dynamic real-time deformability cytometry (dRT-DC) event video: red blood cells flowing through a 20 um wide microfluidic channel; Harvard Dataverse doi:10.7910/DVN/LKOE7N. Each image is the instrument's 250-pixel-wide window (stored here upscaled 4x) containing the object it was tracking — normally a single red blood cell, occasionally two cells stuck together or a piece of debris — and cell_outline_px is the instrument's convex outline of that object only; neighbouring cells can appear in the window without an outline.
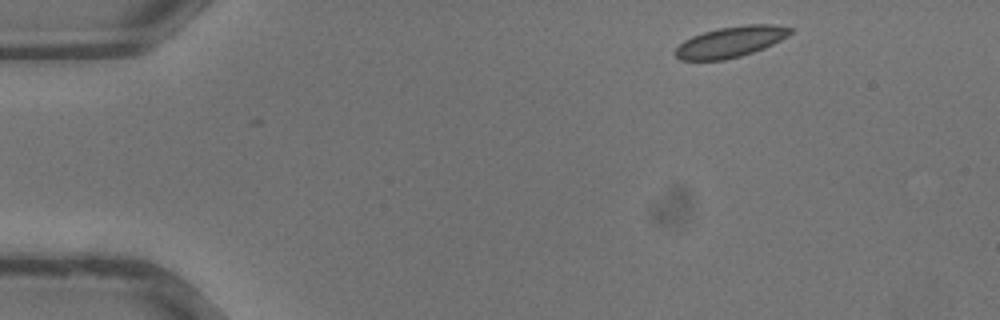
{"species": "common noctule bat (a hibernating species)", "species_latin": "Nyctalus noctula", "temperature_condition": "warm", "stored_images_in_passage": 2, "camera_frame_rate_fps": 3000, "um_per_image_px": 0.085, "animal": {"sex": "male", "body_mass_g": 13.3}, "frame": {"image": 1, "passage_image": 2, "time_ms": 0.333, "image_size_px": [1000, 320], "cell_outline_px": [[792, 32], [788, 36], [764, 48], [740, 56], [724, 60], [680, 60], [676, 56], [676, 48], [684, 40], [692, 36], [704, 32], [720, 28], [744, 24], [772, 24], [792, 28]], "centroid_in_image_um": [62.11, 3.55], "position_along_channel_um": 22.9, "area_um2": 20.46}}